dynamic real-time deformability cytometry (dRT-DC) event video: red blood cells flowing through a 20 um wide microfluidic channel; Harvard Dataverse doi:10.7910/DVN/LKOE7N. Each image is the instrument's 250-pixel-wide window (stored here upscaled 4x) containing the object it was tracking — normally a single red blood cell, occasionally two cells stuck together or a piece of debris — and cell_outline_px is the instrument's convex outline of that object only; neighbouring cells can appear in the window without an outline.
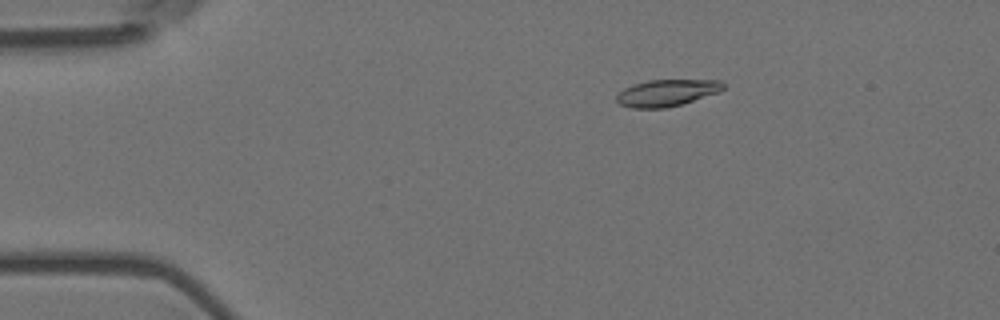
{"species": "Egyptian fruit bat (a non-hibernating species)", "species_latin": "Rousettus aegyptiacus", "temperature_condition": "room temperature", "stored_images_in_passage": 5, "camera_frame_rate_fps": 3000, "um_per_image_px": 0.085, "animal": {"sex": "female"}, "frame": {"image": 1, "passage_image": 3, "time_ms": 0.667, "image_size_px": [1000, 320], "cell_outline_px": [[724, 88], [720, 92], [680, 104], [664, 108], [632, 108], [620, 104], [616, 100], [616, 96], [624, 88], [632, 84], [648, 80], [720, 80], [724, 84]], "centroid_in_image_um": [56.67, 7.88], "position_along_channel_um": 28.3, "area_um2": 16.53}}